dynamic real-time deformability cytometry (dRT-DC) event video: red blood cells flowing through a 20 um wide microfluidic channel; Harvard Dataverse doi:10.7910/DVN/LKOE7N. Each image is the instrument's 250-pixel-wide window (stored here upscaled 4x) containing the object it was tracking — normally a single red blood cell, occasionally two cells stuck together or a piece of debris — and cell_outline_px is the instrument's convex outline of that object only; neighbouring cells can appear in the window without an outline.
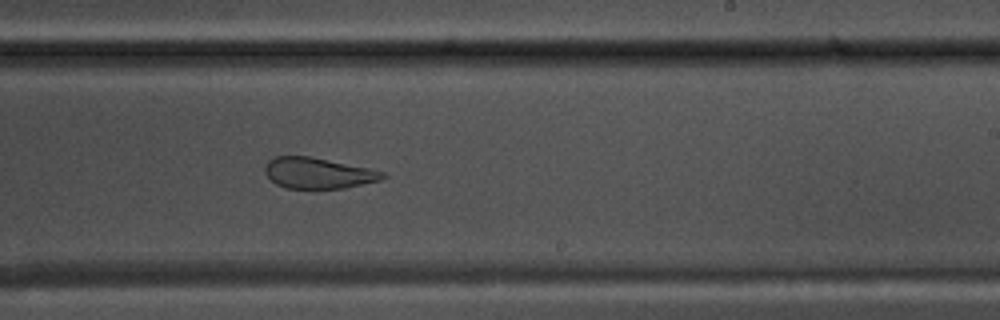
{"species": "common noctule bat (a hibernating species)", "species_latin": "Nyctalus noctula", "temperature_condition": "warm", "stored_images_in_passage": 42, "camera_frame_rate_fps": 3000, "um_per_image_px": 0.085, "animal": {"sex": "male", "body_mass_g": 17.5, "forearm_length_mm": 52.3}, "frame": {"image": 1, "passage_image": 24, "time_ms": 7.667, "image_size_px": [1000, 320], "cell_outline_px": [[388, 176], [380, 180], [344, 188], [284, 188], [276, 184], [264, 172], [264, 168], [268, 160], [276, 156], [308, 156], [368, 168], [384, 172]], "centroid_in_image_um": [27.01, 14.71], "position_along_channel_um": 262.0, "area_um2": 20.98}}
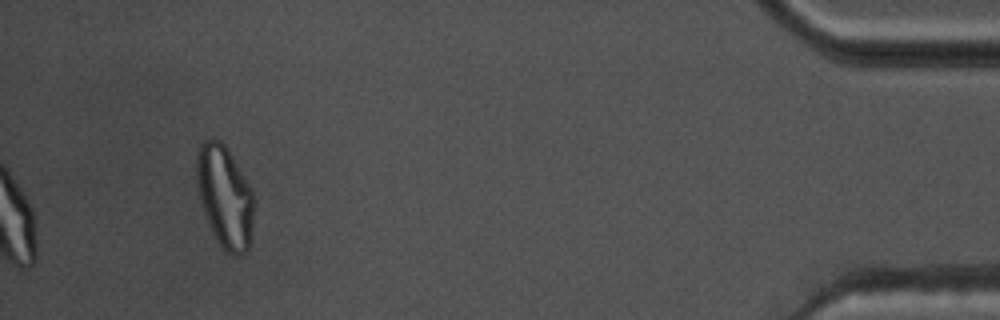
{"frame": {"image": 2, "passage_image": 42, "time_ms": 13.667, "image_size_px": [1000, 320], "cell_outline_px": [[252, 228], [248, 252], [240, 256], [232, 256], [216, 240], [212, 232], [196, 184], [196, 156], [200, 144], [204, 140], [220, 140], [228, 148], [252, 188]], "centroid_in_image_um": [19.11, 16.71], "position_along_channel_um": 416.1, "area_um2": 33.87}, "authors_computed_cell_mechanics": {"area_um2": 24.7962, "velocity_mm_per_s": 3.704, "shape_relaxation_time_tau1_ms": null, "shape_relaxation_time_tau2_ms": 1.6873, "deformation_change_tau1": null, "deformation_change_tau2": 0.1029}}